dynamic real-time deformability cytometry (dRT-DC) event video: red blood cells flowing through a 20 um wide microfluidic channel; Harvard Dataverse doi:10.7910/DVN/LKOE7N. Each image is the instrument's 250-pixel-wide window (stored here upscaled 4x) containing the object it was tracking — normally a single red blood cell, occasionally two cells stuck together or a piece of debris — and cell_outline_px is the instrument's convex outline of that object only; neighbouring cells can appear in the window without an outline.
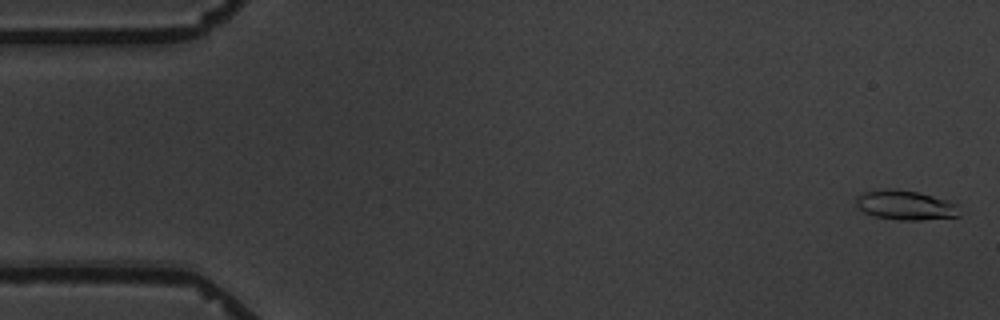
{"species": "common noctule bat (a hibernating species)", "species_latin": "Nyctalus noctula", "temperature_condition": "warm", "stored_images_in_passage": 8, "camera_frame_rate_fps": 3000, "um_per_image_px": 0.085, "animal": {"sex": "male", "body_mass_g": 19.5, "forearm_length_mm": 54.6}, "frame": {"image": 1, "passage_image": 1, "time_ms": 0.0, "image_size_px": [1000, 320], "cell_outline_px": [[960, 216], [920, 220], [896, 220], [876, 216], [864, 212], [856, 204], [856, 196], [864, 192], [916, 192], [932, 196], [956, 204]], "centroid_in_image_um": [76.98, 17.5], "position_along_channel_um": 8.0, "area_um2": 16.7}}
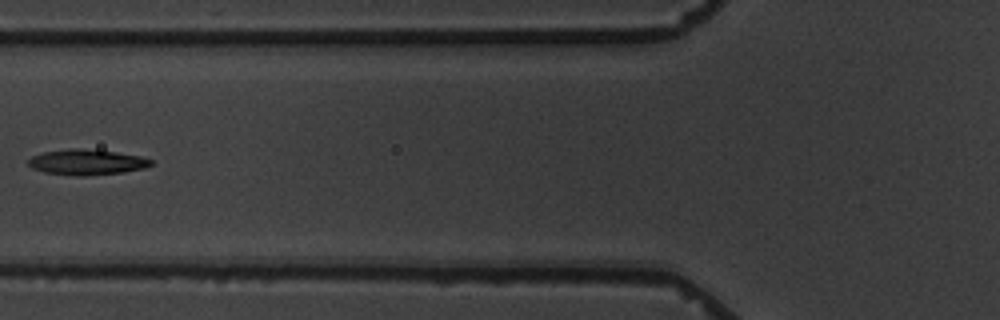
{"frame": {"image": 2, "passage_image": 7, "time_ms": 7.0, "image_size_px": [1000, 320], "cell_outline_px": [[152, 164], [144, 168], [124, 172], [84, 176], [80, 176], [44, 172], [32, 168], [28, 164], [28, 160], [32, 156], [44, 152], [72, 148], [80, 148], [116, 152], [140, 156], [152, 160]], "centroid_in_image_um": [7.37, 13.78], "position_along_channel_um": 118.4, "area_um2": 18.09}}
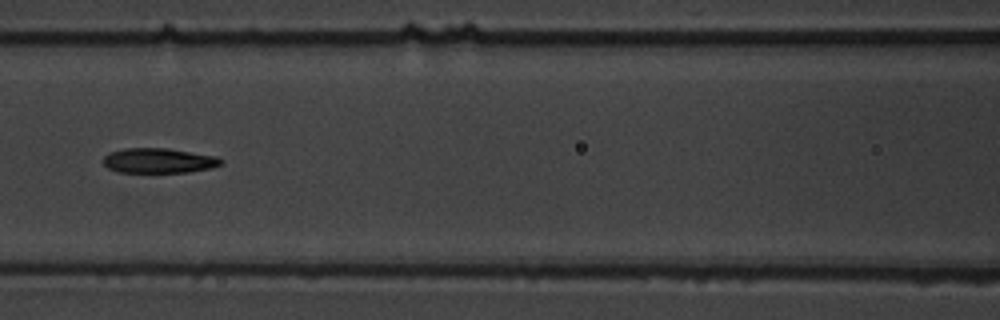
{"frame": {"image": 3, "passage_image": 8, "time_ms": 8.0, "image_size_px": [1000, 320], "cell_outline_px": [[224, 164], [212, 168], [188, 172], [120, 172], [108, 168], [104, 164], [104, 156], [108, 152], [124, 148], [168, 148], [216, 156], [224, 160]], "centroid_in_image_um": [13.53, 13.65], "position_along_channel_um": 153.1, "area_um2": 17.22}}